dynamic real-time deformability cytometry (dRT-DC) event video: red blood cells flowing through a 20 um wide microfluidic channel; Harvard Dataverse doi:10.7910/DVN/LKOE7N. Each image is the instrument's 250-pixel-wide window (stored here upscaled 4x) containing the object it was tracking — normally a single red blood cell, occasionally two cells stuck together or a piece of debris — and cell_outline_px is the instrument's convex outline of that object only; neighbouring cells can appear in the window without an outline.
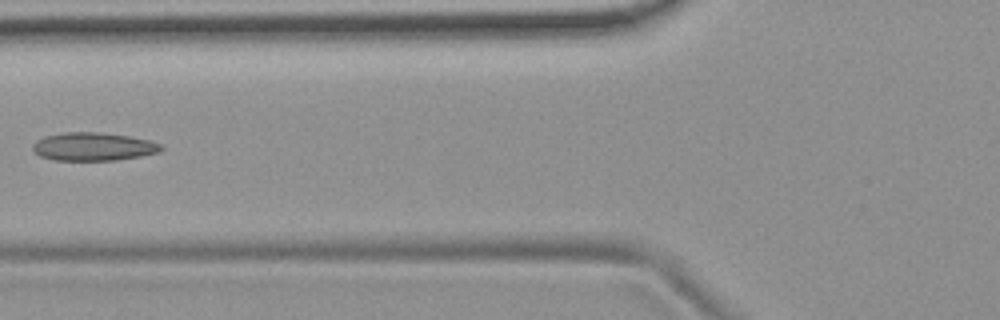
{"species": "common noctule bat (a hibernating species)", "species_latin": "Nyctalus noctula", "temperature_condition": "room temperature", "stored_images_in_passage": 6, "camera_frame_rate_fps": 3000, "um_per_image_px": 0.085, "animal": {"sex": "female", "body_mass_g": 19.9}, "frame": {"image": 1, "passage_image": 5, "time_ms": 4.667, "image_size_px": [1000, 320], "cell_outline_px": [[164, 148], [160, 152], [140, 156], [116, 160], [52, 160], [40, 156], [32, 148], [32, 144], [36, 140], [44, 136], [64, 132], [100, 132], [128, 136], [148, 140], [160, 144]], "centroid_in_image_um": [7.91, 12.46], "position_along_channel_um": 117.9, "area_um2": 21.1}}
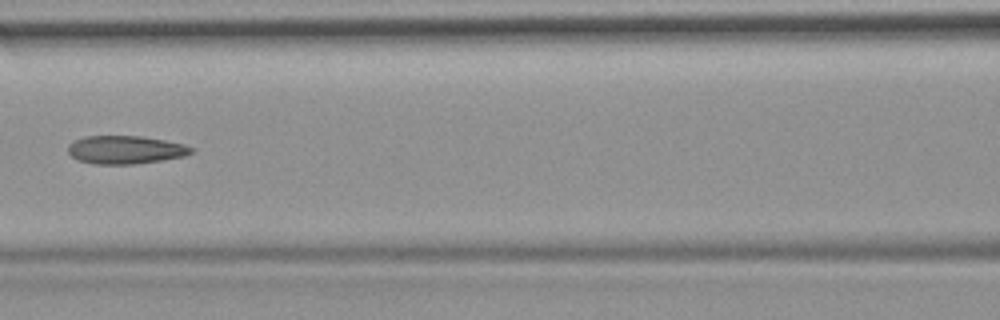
{"frame": {"image": 2, "passage_image": 6, "time_ms": 5.667, "image_size_px": [1000, 320], "cell_outline_px": [[196, 148], [192, 152], [184, 156], [160, 160], [132, 164], [92, 164], [76, 160], [68, 152], [68, 144], [84, 136], [144, 136], [184, 144]], "centroid_in_image_um": [10.65, 12.73], "position_along_channel_um": 156.0, "area_um2": 20.29}}